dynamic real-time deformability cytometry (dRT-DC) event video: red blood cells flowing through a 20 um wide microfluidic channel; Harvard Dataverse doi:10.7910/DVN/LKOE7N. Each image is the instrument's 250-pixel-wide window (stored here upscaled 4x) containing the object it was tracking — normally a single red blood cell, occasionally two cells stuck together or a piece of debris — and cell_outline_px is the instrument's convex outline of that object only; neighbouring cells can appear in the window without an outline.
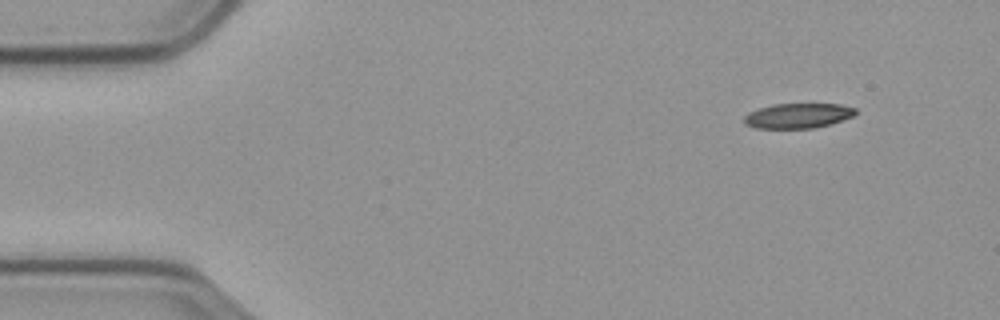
{"species": "common noctule bat (a hibernating species)", "species_latin": "Nyctalus noctula", "temperature_condition": "cold", "stored_images_in_passage": 53, "camera_frame_rate_fps": 3000, "um_per_image_px": 0.085, "animal": {"sex": "male", "body_mass_g": 23.1, "forearm_length_mm": 52.7}, "frame": {"image": 1, "passage_image": 1, "time_ms": 0.0, "image_size_px": [1000, 320], "cell_outline_px": [[856, 116], [832, 124], [816, 128], [756, 128], [744, 124], [744, 116], [748, 112], [772, 104], [840, 104], [856, 108]], "centroid_in_image_um": [67.86, 9.84], "position_along_channel_um": 17.1, "area_um2": 16.42}}
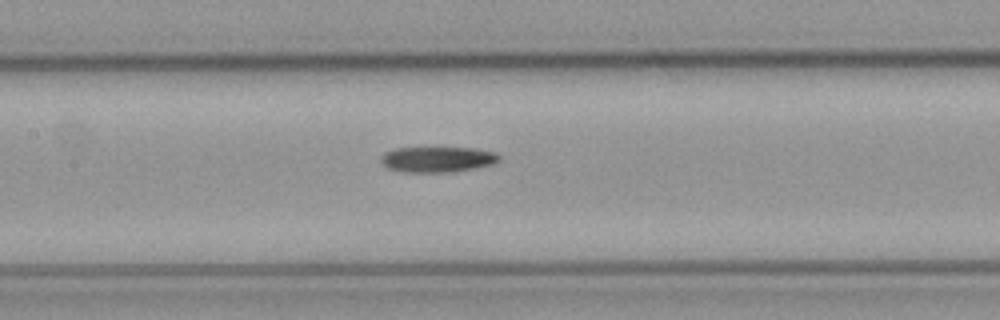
{"frame": {"image": 2, "passage_image": 22, "time_ms": 7.0, "image_size_px": [1000, 320], "cell_outline_px": [[500, 160], [492, 164], [476, 168], [452, 172], [404, 172], [388, 168], [380, 160], [380, 156], [384, 152], [396, 148], [472, 148], [496, 152], [500, 156]], "centroid_in_image_um": [37.19, 13.55], "position_along_channel_um": 170.2, "area_um2": 17.63}}
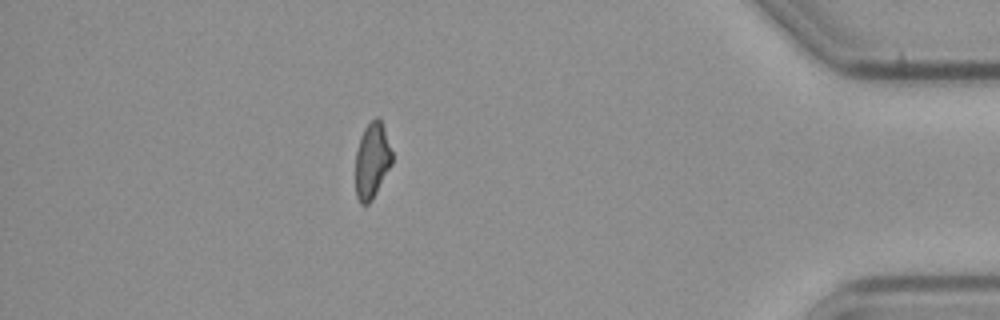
{"frame": {"image": 3, "passage_image": 46, "time_ms": 15.0, "image_size_px": [1000, 320], "cell_outline_px": [[392, 164], [372, 200], [368, 204], [360, 204], [356, 196], [356, 152], [360, 136], [364, 128], [376, 116], [380, 120], [392, 152]], "centroid_in_image_um": [31.61, 13.68], "position_along_channel_um": 403.6, "area_um2": 15.95}}